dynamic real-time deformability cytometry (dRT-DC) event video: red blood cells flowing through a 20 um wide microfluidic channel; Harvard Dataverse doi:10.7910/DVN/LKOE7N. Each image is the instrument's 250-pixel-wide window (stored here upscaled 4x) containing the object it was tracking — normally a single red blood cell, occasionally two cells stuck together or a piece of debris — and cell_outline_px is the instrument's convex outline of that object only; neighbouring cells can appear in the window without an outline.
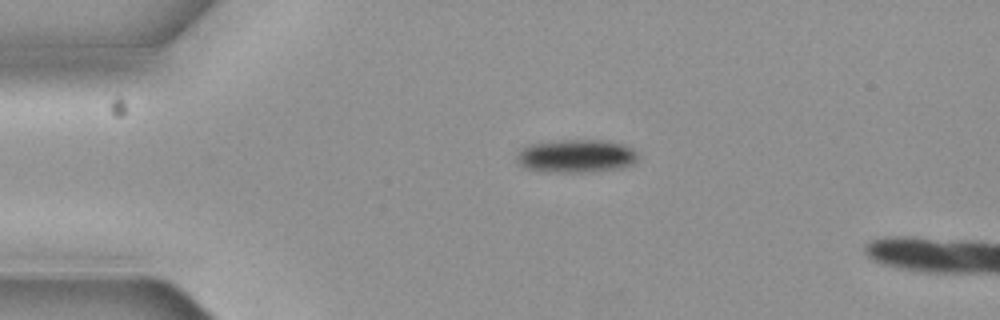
{"species": "common noctule bat (a hibernating species)", "species_latin": "Nyctalus noctula", "temperature_condition": "cold", "stored_images_in_passage": 2, "camera_frame_rate_fps": 3000, "um_per_image_px": 0.085, "animal": {"sex": "female", "body_mass_g": 19.3, "forearm_length_mm": 54.1}, "frame": {"image": 1, "passage_image": 1, "time_ms": 0.0, "image_size_px": [1000, 320], "cell_outline_px": [[640, 156], [632, 164], [620, 168], [584, 172], [556, 172], [524, 168], [516, 160], [516, 156], [524, 148], [532, 144], [564, 140], [600, 140], [624, 144], [632, 148]], "centroid_in_image_um": [49.02, 13.26], "position_along_channel_um": 36.0, "area_um2": 23.12}}